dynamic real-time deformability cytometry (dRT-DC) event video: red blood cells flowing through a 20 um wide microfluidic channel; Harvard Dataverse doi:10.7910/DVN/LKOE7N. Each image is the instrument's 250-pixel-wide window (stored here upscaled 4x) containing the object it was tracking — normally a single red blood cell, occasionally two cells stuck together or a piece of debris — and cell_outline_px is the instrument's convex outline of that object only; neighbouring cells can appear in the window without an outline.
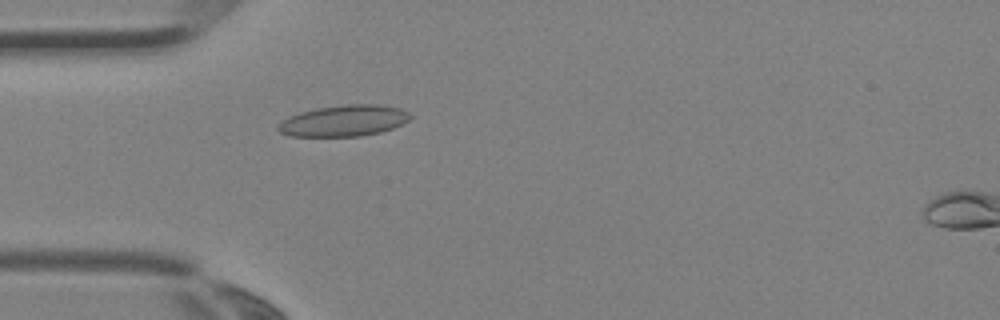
{"species": "Egyptian fruit bat (a non-hibernating species)", "species_latin": "Rousettus aegyptiacus", "temperature_condition": "room temperature", "stored_images_in_passage": 5, "camera_frame_rate_fps": 3000, "um_per_image_px": 0.085, "animal": {"sex": "female"}, "frame": {"image": 1, "passage_image": 4, "time_ms": 1.0, "image_size_px": [1000, 320], "cell_outline_px": [[412, 116], [408, 120], [392, 128], [380, 132], [360, 136], [288, 136], [280, 132], [276, 128], [276, 124], [288, 116], [300, 112], [316, 108], [344, 104], [380, 104], [400, 108], [408, 112]], "centroid_in_image_um": [29.18, 10.25], "position_along_channel_um": 55.8, "area_um2": 24.16}}